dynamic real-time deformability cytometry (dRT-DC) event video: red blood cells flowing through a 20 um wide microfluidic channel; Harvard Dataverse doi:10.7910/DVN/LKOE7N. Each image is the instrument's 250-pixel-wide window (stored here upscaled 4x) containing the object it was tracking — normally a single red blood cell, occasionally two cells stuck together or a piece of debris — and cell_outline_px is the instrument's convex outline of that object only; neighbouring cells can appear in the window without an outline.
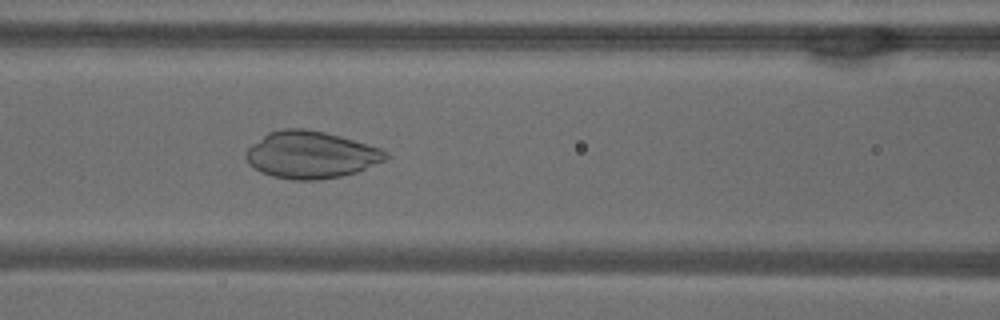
{"species": "common noctule bat (a hibernating species)", "species_latin": "Nyctalus noctula", "temperature_condition": "warm", "stored_images_in_passage": 52, "camera_frame_rate_fps": 3000, "um_per_image_px": 0.085, "animal": {"sex": "male", "body_mass_g": 18.8}, "frame": {"image": 1, "passage_image": 22, "time_ms": 7.0, "image_size_px": [1000, 320], "cell_outline_px": [[388, 156], [384, 160], [356, 172], [340, 176], [316, 180], [292, 180], [272, 176], [260, 172], [248, 164], [244, 156], [244, 152], [252, 144], [268, 132], [284, 128], [304, 128], [324, 132], [340, 136], [380, 148], [388, 152]], "centroid_in_image_um": [26.37, 13.16], "position_along_channel_um": 140.2, "area_um2": 38.32}}
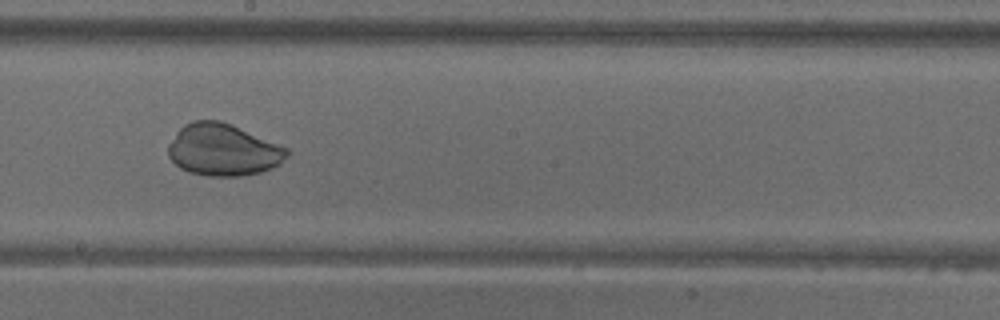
{"frame": {"image": 2, "passage_image": 29, "time_ms": 9.333, "image_size_px": [1000, 320], "cell_outline_px": [[292, 152], [280, 164], [272, 168], [260, 172], [240, 176], [208, 176], [188, 172], [180, 168], [168, 156], [168, 144], [176, 132], [184, 124], [192, 120], [220, 120], [232, 124], [288, 148]], "centroid_in_image_um": [18.97, 12.73], "position_along_channel_um": 229.2, "area_um2": 36.24}}
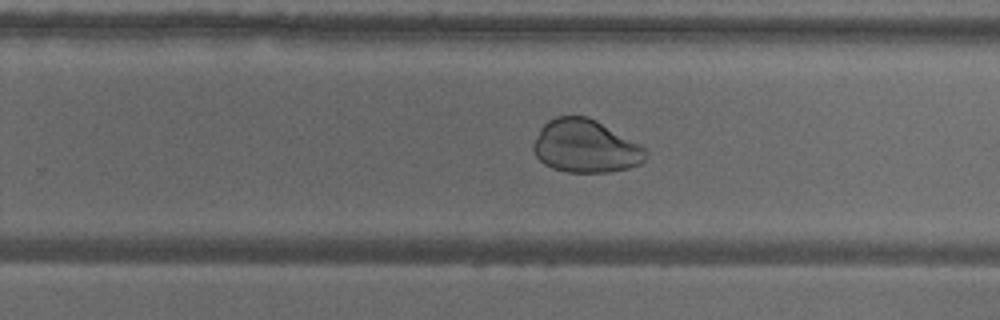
{"frame": {"image": 3, "passage_image": 33, "time_ms": 10.667, "image_size_px": [1000, 320], "cell_outline_px": [[648, 152], [644, 160], [640, 164], [628, 168], [608, 172], [568, 172], [552, 168], [544, 164], [536, 156], [532, 148], [532, 144], [540, 128], [548, 120], [556, 116], [588, 116], [596, 120], [648, 148]], "centroid_in_image_um": [49.77, 12.43], "position_along_channel_um": 280.0, "area_um2": 34.91}}